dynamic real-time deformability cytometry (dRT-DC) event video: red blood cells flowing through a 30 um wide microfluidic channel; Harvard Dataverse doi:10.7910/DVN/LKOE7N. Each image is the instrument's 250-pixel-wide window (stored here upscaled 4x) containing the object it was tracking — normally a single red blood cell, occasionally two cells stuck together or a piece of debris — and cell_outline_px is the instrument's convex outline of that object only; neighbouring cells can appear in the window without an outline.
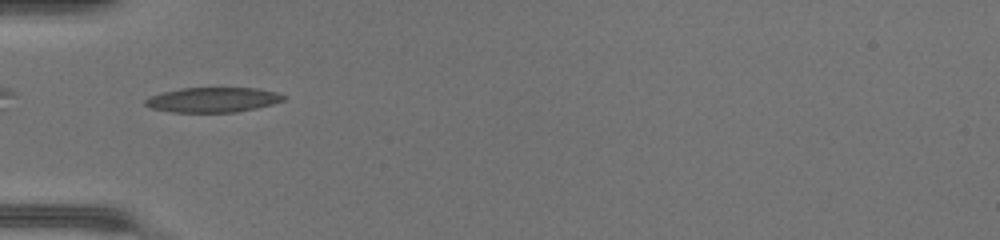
{"species": "common noctule bat (a hibernating species)", "species_latin": "Nyctalus noctula", "temperature_condition": "warm", "stored_images_in_passage": 31, "camera_frame_rate_fps": 3000, "um_per_image_px": 0.085, "animal": {"sex": "female", "body_mass_g": 17.0, "forearm_length_mm": 48.0}, "frame": {"image": 1, "passage_image": 1, "time_ms": 0.0, "image_size_px": [1000, 240], "cell_outline_px": [[288, 96], [284, 100], [272, 104], [256, 108], [236, 112], [172, 112], [152, 108], [144, 104], [144, 100], [148, 96], [180, 88], [256, 88], [276, 92]], "centroid_in_image_um": [18.1, 8.48], "position_along_channel_um": 66.9, "area_um2": 20.06}}
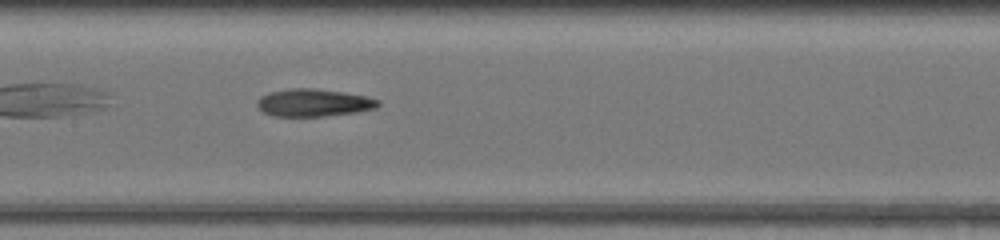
{"frame": {"image": 2, "passage_image": 9, "time_ms": 2.667, "image_size_px": [1000, 240], "cell_outline_px": [[380, 104], [376, 108], [356, 112], [324, 116], [276, 116], [264, 112], [256, 104], [256, 100], [260, 96], [268, 92], [288, 88], [312, 88], [344, 92], [364, 96], [380, 100]], "centroid_in_image_um": [26.63, 8.72], "position_along_channel_um": 180.8, "area_um2": 19.42}}
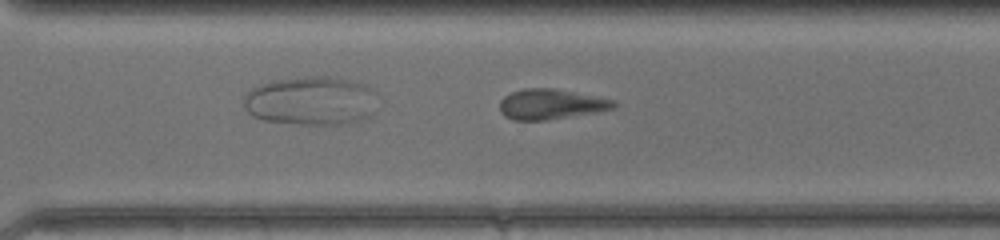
{"frame": {"image": 3, "passage_image": 19, "time_ms": 6.0, "image_size_px": [1000, 240], "cell_outline_px": [[620, 104], [616, 108], [596, 112], [544, 120], [512, 120], [504, 116], [500, 112], [500, 100], [504, 96], [512, 92], [524, 88], [552, 88], [616, 100]], "centroid_in_image_um": [46.84, 8.86], "position_along_channel_um": 323.8, "area_um2": 20.11}, "authors_computed_cell_mechanics": {"area_um2": 19.7676, "velocity_mm_per_s": 4.308, "shape_relaxation_time_tau1_ms": 7.3984, "shape_relaxation_time_tau2_ms": 3.581, "deformation_change_tau1": 0.1977, "deformation_change_tau2": 0.1482}}